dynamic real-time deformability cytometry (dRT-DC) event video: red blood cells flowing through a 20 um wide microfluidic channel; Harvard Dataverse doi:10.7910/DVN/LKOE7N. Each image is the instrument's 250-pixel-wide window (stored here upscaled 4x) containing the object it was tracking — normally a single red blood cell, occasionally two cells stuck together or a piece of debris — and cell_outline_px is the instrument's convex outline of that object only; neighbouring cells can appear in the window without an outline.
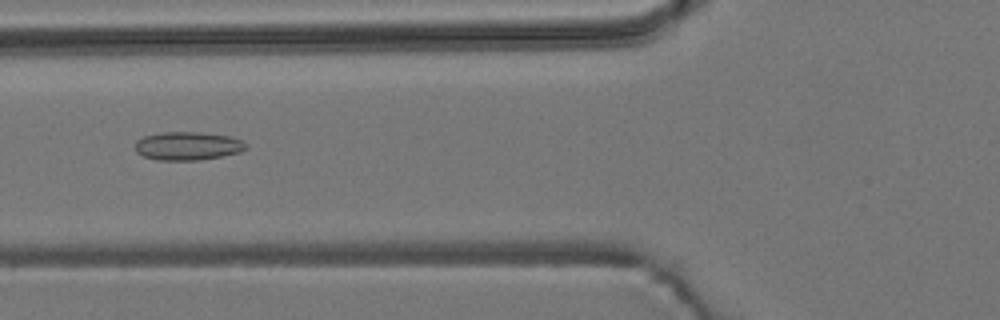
{"species": "common noctule bat (a hibernating species)", "species_latin": "Nyctalus noctula", "temperature_condition": "room temperature", "stored_images_in_passage": 40, "camera_frame_rate_fps": 3000, "um_per_image_px": 0.085, "animal": {"sex": "male", "body_mass_g": 19.2, "forearm_length_mm": 51.8}, "frame": {"image": 1, "passage_image": 7, "time_ms": 2.0, "image_size_px": [1000, 320], "cell_outline_px": [[248, 148], [240, 152], [220, 156], [196, 160], [156, 160], [144, 156], [136, 152], [136, 140], [144, 136], [160, 132], [200, 132], [232, 136], [248, 144]], "centroid_in_image_um": [15.97, 12.39], "position_along_channel_um": 109.8, "area_um2": 18.38}}
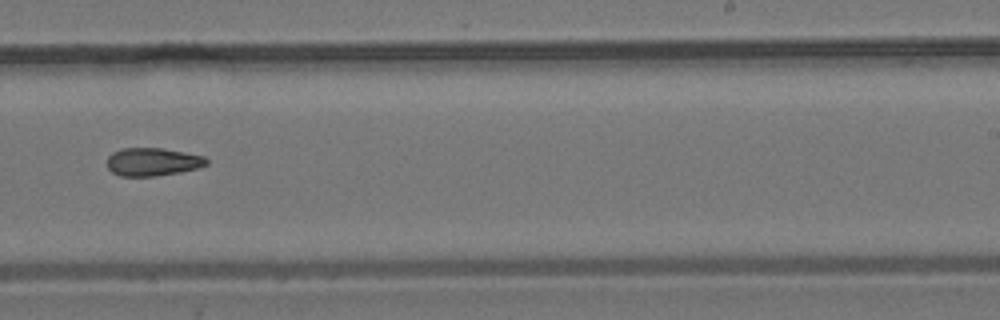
{"frame": {"image": 2, "passage_image": 20, "time_ms": 6.333, "image_size_px": [1000, 320], "cell_outline_px": [[208, 164], [200, 168], [180, 172], [156, 176], [120, 176], [112, 172], [108, 168], [108, 156], [112, 152], [124, 148], [164, 148], [204, 156], [208, 160]], "centroid_in_image_um": [13.0, 13.76], "position_along_channel_um": 276.0, "area_um2": 16.36}}
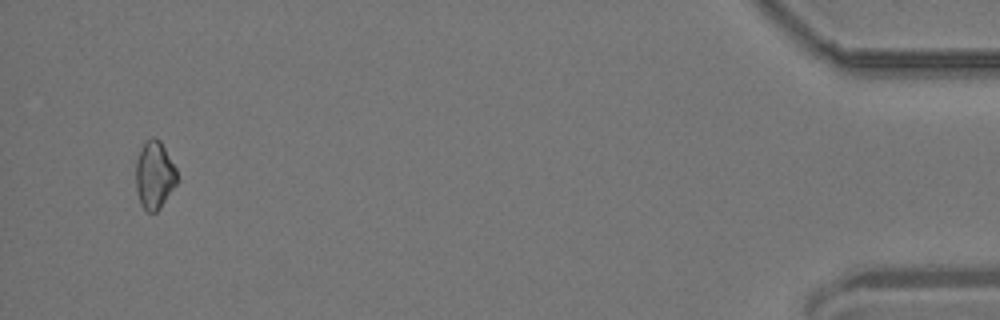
{"frame": {"image": 3, "passage_image": 38, "time_ms": 12.333, "image_size_px": [1000, 320], "cell_outline_px": [[176, 184], [160, 208], [156, 212], [148, 212], [140, 204], [136, 188], [136, 160], [144, 140], [152, 136], [160, 140], [176, 168]], "centroid_in_image_um": [13.11, 14.86], "position_along_channel_um": 422.1, "area_um2": 16.24}}